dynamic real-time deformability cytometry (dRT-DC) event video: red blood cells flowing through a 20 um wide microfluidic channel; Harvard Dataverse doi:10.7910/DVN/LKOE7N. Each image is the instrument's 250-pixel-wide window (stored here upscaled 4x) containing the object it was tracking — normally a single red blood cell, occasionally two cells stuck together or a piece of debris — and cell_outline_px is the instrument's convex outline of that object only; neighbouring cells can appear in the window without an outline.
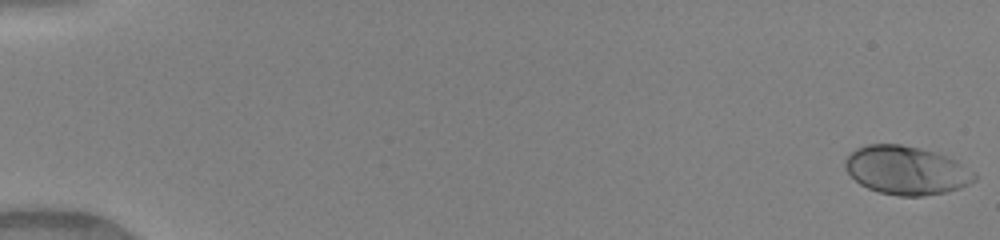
{"species": "human", "species_latin": "Homo sapiens", "temperature_condition": "warm", "stored_images_in_passage": 50, "camera_frame_rate_fps": 3000, "um_per_image_px": 0.085, "donor": {"sex": "female"}, "frame": {"image": 1, "passage_image": 1, "time_ms": 0.0, "image_size_px": [1000, 240], "cell_outline_px": [[976, 180], [960, 188], [944, 192], [924, 196], [900, 196], [880, 192], [868, 188], [860, 184], [844, 168], [844, 160], [856, 148], [868, 144], [900, 144], [920, 148], [956, 160], [976, 172]], "centroid_in_image_um": [77.04, 14.48], "position_along_channel_um": 8.0, "area_um2": 36.41}}
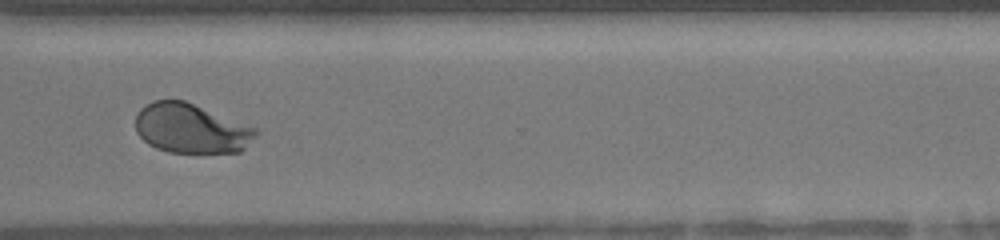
{"frame": {"image": 2, "passage_image": 39, "time_ms": 12.667, "image_size_px": [1000, 240], "cell_outline_px": [[260, 132], [240, 152], [168, 152], [156, 148], [148, 144], [136, 132], [136, 116], [140, 108], [152, 100], [184, 100], [260, 128]], "centroid_in_image_um": [16.27, 10.91], "position_along_channel_um": 354.3, "area_um2": 35.03}}
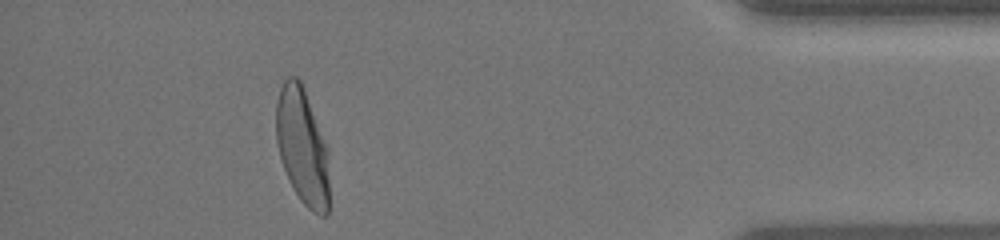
{"frame": {"image": 3, "passage_image": 46, "time_ms": 15.0, "image_size_px": [1000, 240], "cell_outline_px": [[328, 216], [320, 216], [312, 212], [300, 200], [284, 168], [280, 156], [276, 140], [276, 104], [280, 88], [284, 80], [288, 76], [296, 76], [300, 80], [328, 144]], "centroid_in_image_um": [25.71, 12.42], "position_along_channel_um": 409.5, "area_um2": 36.18}, "authors_computed_cell_mechanics": {"area_um2": 34.7956, "velocity_mm_per_s": 4.1062, "shape_relaxation_time_tau1_ms": 2.8364, "shape_relaxation_time_tau2_ms": null, "deformation_change_tau1": 0.1787, "deformation_change_tau2": null}}